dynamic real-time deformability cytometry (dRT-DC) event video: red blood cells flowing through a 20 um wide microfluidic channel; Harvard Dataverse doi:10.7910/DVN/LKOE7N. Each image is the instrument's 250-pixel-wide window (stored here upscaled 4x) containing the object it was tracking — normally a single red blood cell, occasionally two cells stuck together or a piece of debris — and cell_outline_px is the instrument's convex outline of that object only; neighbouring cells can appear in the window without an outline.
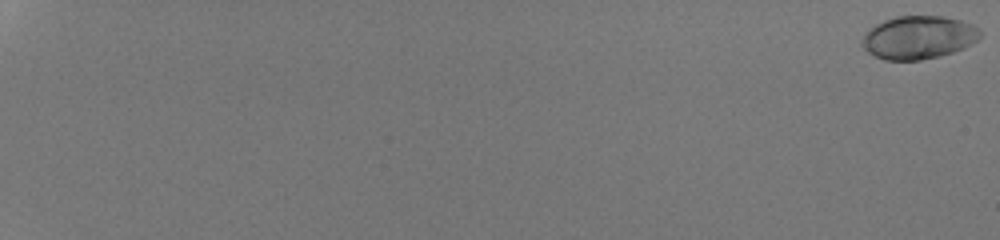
{"species": "human", "species_latin": "Homo sapiens", "temperature_condition": "room temperature", "stored_images_in_passage": 54, "camera_frame_rate_fps": 3000, "um_per_image_px": 0.085, "donor": {"sex": "male"}, "frame": {"image": 1, "passage_image": 1, "time_ms": 0.0, "image_size_px": [1000, 240], "cell_outline_px": [[980, 36], [976, 40], [964, 48], [940, 56], [920, 60], [884, 60], [868, 52], [860, 44], [860, 40], [876, 24], [884, 20], [896, 16], [940, 16], [960, 20], [972, 24], [980, 28]], "centroid_in_image_um": [78.07, 3.18], "position_along_channel_um": 6.9, "area_um2": 29.54}}
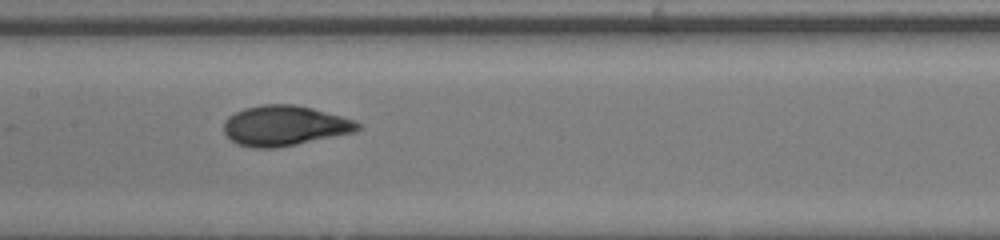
{"frame": {"image": 2, "passage_image": 33, "time_ms": 10.667, "image_size_px": [1000, 240], "cell_outline_px": [[364, 128], [356, 132], [276, 148], [252, 148], [236, 144], [224, 132], [224, 120], [228, 116], [244, 108], [264, 104], [292, 104], [312, 108], [356, 120]], "centroid_in_image_um": [24.21, 10.68], "position_along_channel_um": 183.2, "area_um2": 31.5}}
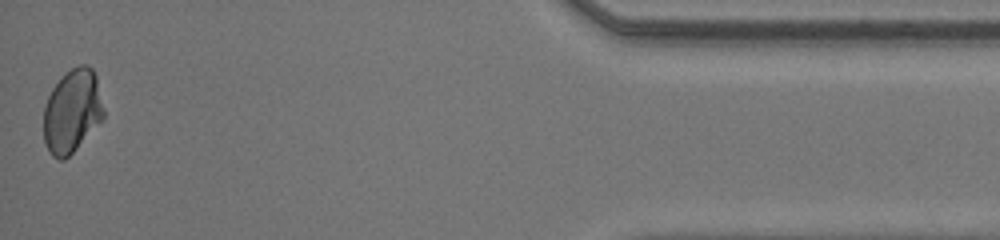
{"frame": {"image": 3, "passage_image": 54, "time_ms": 17.667, "image_size_px": [1000, 240], "cell_outline_px": [[104, 120], [64, 160], [60, 160], [52, 156], [44, 140], [44, 108], [48, 96], [52, 88], [72, 68], [80, 64], [88, 64], [92, 68], [96, 76], [104, 108]], "centroid_in_image_um": [6.16, 9.45], "position_along_channel_um": 429.0, "area_um2": 29.07}, "authors_computed_cell_mechanics": {"area_um2": 29.6803, "velocity_mm_per_s": 4.3282, "shape_relaxation_time_tau1_ms": 4.6995, "shape_relaxation_time_tau2_ms": null, "deformation_change_tau1": 0.1314, "deformation_change_tau2": null}}